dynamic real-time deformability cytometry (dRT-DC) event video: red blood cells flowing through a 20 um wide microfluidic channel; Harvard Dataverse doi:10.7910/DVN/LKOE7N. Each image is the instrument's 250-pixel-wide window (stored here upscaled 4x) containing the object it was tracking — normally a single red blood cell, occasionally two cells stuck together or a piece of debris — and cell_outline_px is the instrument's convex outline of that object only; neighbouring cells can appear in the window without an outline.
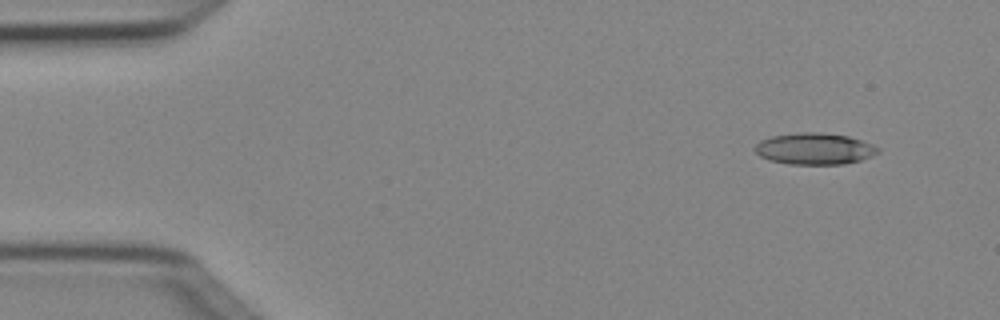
{"species": "Egyptian fruit bat (a non-hibernating species)", "species_latin": "Rousettus aegyptiacus", "temperature_condition": "cold", "stored_images_in_passage": 4, "camera_frame_rate_fps": 3000, "um_per_image_px": 0.085, "animal": {"sex": "female"}, "frame": {"image": 1, "passage_image": 1, "time_ms": 0.0, "image_size_px": [1000, 320], "cell_outline_px": [[880, 152], [872, 156], [860, 160], [844, 164], [788, 164], [768, 160], [760, 156], [752, 148], [760, 140], [772, 136], [800, 132], [820, 132], [848, 136], [872, 144], [880, 148]], "centroid_in_image_um": [69.22, 12.64], "position_along_channel_um": 15.8, "area_um2": 22.72}}
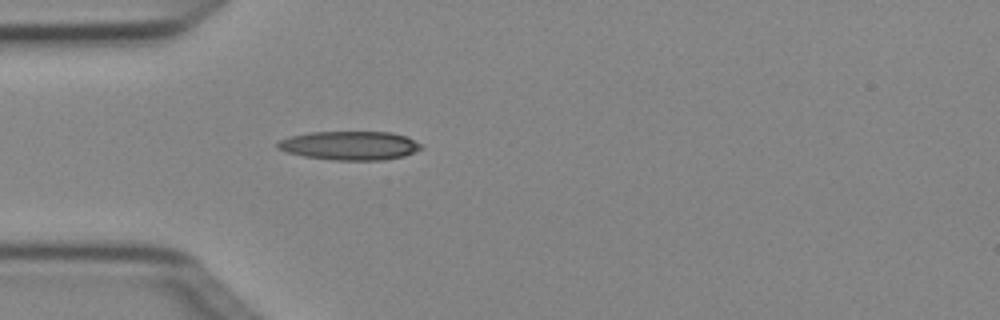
{"frame": {"image": 2, "passage_image": 4, "time_ms": 1.0, "image_size_px": [1000, 320], "cell_outline_px": [[424, 148], [416, 152], [404, 156], [384, 160], [332, 160], [304, 156], [288, 152], [276, 148], [276, 140], [288, 136], [308, 132], [392, 132], [404, 136], [424, 144]], "centroid_in_image_um": [29.73, 12.37], "position_along_channel_um": 55.3, "area_um2": 24.45}}